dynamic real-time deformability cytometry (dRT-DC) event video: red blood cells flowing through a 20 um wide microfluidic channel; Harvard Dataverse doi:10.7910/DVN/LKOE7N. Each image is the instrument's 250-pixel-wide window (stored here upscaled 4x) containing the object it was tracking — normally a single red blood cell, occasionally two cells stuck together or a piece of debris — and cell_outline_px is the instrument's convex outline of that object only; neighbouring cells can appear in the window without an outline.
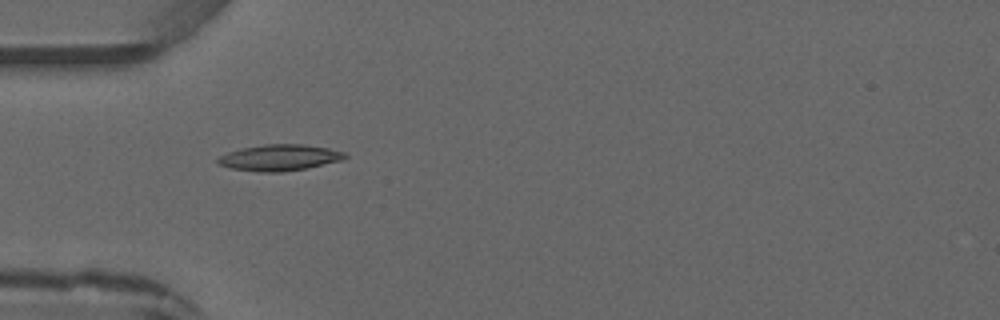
{"species": "common noctule bat (a hibernating species)", "species_latin": "Nyctalus noctula", "temperature_condition": "warm", "stored_images_in_passage": 5, "camera_frame_rate_fps": 3000, "um_per_image_px": 0.085, "animal": {"sex": "male", "forearm_length_mm": 52.5}, "frame": {"image": 1, "passage_image": 4, "time_ms": 3.667, "image_size_px": [1000, 320], "cell_outline_px": [[348, 156], [344, 160], [304, 168], [280, 172], [260, 172], [232, 168], [220, 164], [216, 160], [220, 156], [228, 152], [240, 148], [264, 144], [304, 144], [328, 148], [344, 152]], "centroid_in_image_um": [23.77, 13.38], "position_along_channel_um": 61.2, "area_um2": 19.25}}
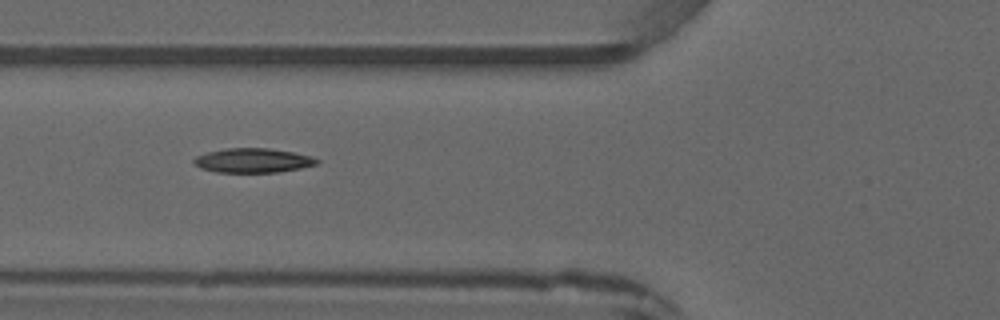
{"frame": {"image": 2, "passage_image": 5, "time_ms": 4.667, "image_size_px": [1000, 320], "cell_outline_px": [[320, 164], [280, 172], [216, 172], [200, 168], [192, 160], [196, 156], [208, 152], [228, 148], [268, 148], [292, 152], [308, 156], [320, 160]], "centroid_in_image_um": [21.51, 13.64], "position_along_channel_um": 104.3, "area_um2": 17.34}}